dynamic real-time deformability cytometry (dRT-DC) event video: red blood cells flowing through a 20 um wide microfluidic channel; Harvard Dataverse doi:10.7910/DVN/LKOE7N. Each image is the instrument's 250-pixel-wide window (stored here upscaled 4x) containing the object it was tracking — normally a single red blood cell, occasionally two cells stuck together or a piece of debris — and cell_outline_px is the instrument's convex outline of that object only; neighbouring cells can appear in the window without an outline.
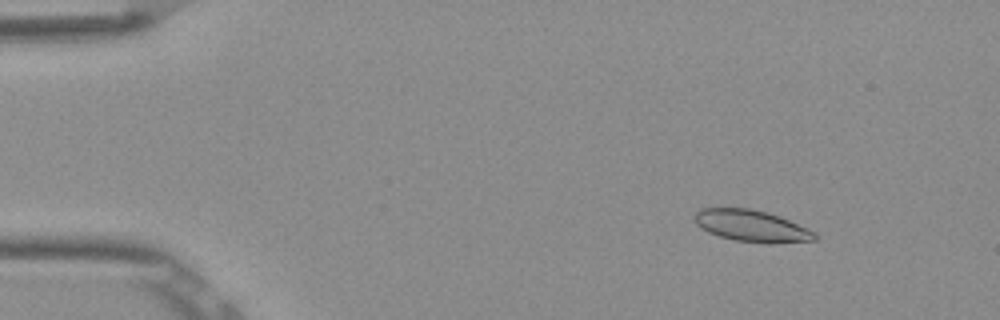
{"species": "Egyptian fruit bat (a non-hibernating species)", "species_latin": "Rousettus aegyptiacus", "temperature_condition": "room temperature", "stored_images_in_passage": 53, "camera_frame_rate_fps": 3000, "um_per_image_px": 0.085, "frame": {"image": 1, "passage_image": 7, "time_ms": 2.0, "image_size_px": [1000, 320], "cell_outline_px": [[816, 240], [772, 244], [764, 244], [736, 240], [720, 236], [708, 232], [700, 228], [692, 220], [692, 216], [700, 208], [748, 208], [780, 216], [816, 232]], "centroid_in_image_um": [63.86, 19.21], "position_along_channel_um": 21.1, "area_um2": 22.37}}
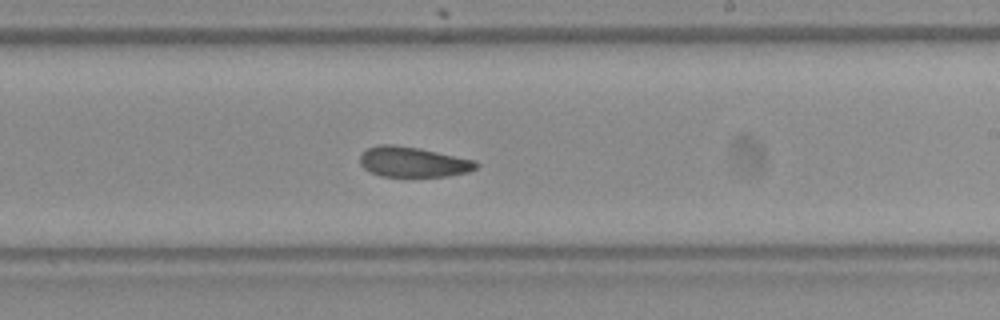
{"frame": {"image": 2, "passage_image": 32, "time_ms": 10.333, "image_size_px": [1000, 320], "cell_outline_px": [[480, 164], [476, 168], [468, 172], [448, 176], [380, 176], [364, 168], [360, 164], [360, 156], [368, 148], [380, 144], [396, 144], [420, 148], [476, 160]], "centroid_in_image_um": [35.14, 13.76], "position_along_channel_um": 253.9, "area_um2": 20.52}}
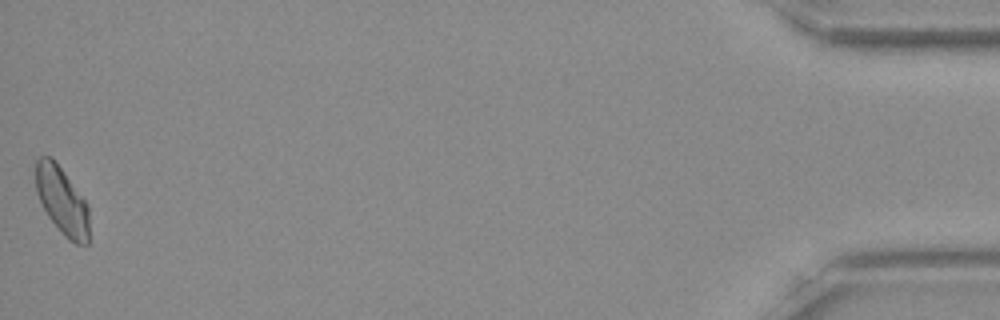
{"frame": {"image": 3, "passage_image": 53, "time_ms": 17.333, "image_size_px": [1000, 320], "cell_outline_px": [[88, 244], [76, 244], [68, 240], [64, 236], [48, 216], [36, 192], [36, 160], [40, 156], [52, 156], [88, 204]], "centroid_in_image_um": [5.27, 17.05], "position_along_channel_um": 429.9, "area_um2": 20.92}, "authors_computed_cell_mechanics": {"area_um2": 21.6172, "velocity_mm_per_s": 3.8591, "shape_relaxation_time_tau1_ms": null, "shape_relaxation_time_tau2_ms": 2.9387, "deformation_change_tau1": null, "deformation_change_tau2": 0.0802}}